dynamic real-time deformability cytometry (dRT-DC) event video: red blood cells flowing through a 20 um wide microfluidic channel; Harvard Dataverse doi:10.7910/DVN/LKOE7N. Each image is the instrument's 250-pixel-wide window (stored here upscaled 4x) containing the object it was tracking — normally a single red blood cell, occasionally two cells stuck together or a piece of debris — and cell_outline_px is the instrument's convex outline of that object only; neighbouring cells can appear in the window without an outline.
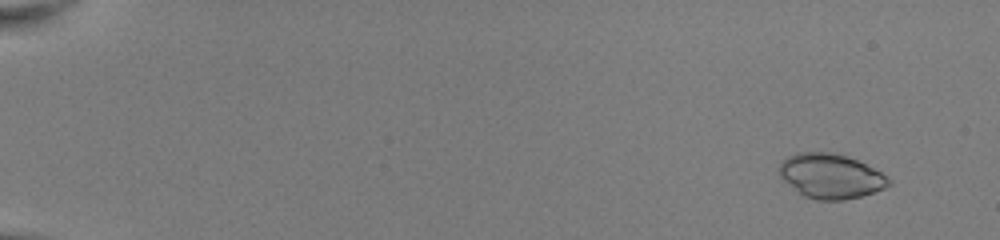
{"species": "common noctule bat (a hibernating species)", "species_latin": "Nyctalus noctula", "temperature_condition": "room temperature", "stored_images_in_passage": 53, "camera_frame_rate_fps": 3000, "um_per_image_px": 0.085, "animal": {"sex": "female", "body_mass_g": 22.0, "forearm_length_mm": 56.7}, "frame": {"image": 1, "passage_image": 5, "time_ms": 1.333, "image_size_px": [1000, 240], "cell_outline_px": [[892, 184], [884, 188], [860, 196], [844, 200], [816, 200], [804, 196], [784, 180], [780, 176], [780, 160], [796, 152], [836, 152], [848, 156], [888, 176], [892, 180]], "centroid_in_image_um": [70.61, 14.95], "position_along_channel_um": 14.4, "area_um2": 28.44}}
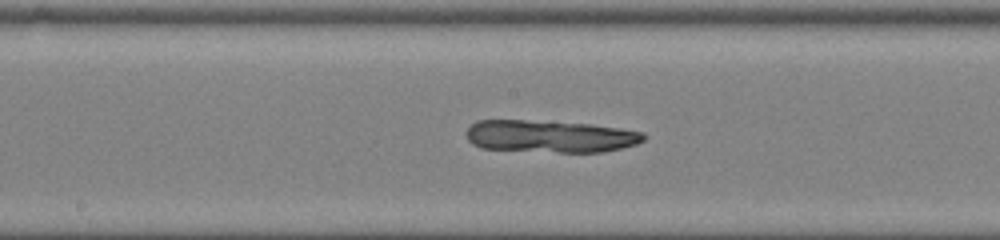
{"frame": {"image": 2, "passage_image": 31, "time_ms": 10.0, "image_size_px": [1000, 240], "cell_outline_px": [[644, 140], [636, 144], [604, 152], [560, 152], [480, 148], [472, 144], [468, 140], [468, 128], [476, 120], [524, 120], [592, 124], [644, 132]], "centroid_in_image_um": [46.76, 11.58], "position_along_channel_um": 201.4, "area_um2": 33.18}}
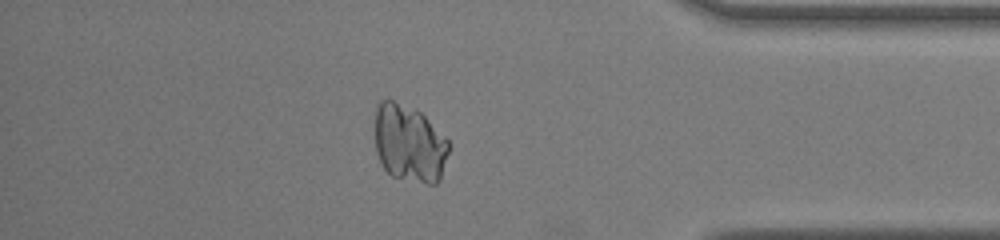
{"frame": {"image": 3, "passage_image": 47, "time_ms": 15.333, "image_size_px": [1000, 240], "cell_outline_px": [[448, 152], [440, 180], [436, 184], [428, 184], [392, 176], [384, 168], [376, 152], [376, 104], [380, 100], [392, 100], [420, 112], [448, 140]], "centroid_in_image_um": [34.79, 12.21], "position_along_channel_um": 400.4, "area_um2": 32.95}}